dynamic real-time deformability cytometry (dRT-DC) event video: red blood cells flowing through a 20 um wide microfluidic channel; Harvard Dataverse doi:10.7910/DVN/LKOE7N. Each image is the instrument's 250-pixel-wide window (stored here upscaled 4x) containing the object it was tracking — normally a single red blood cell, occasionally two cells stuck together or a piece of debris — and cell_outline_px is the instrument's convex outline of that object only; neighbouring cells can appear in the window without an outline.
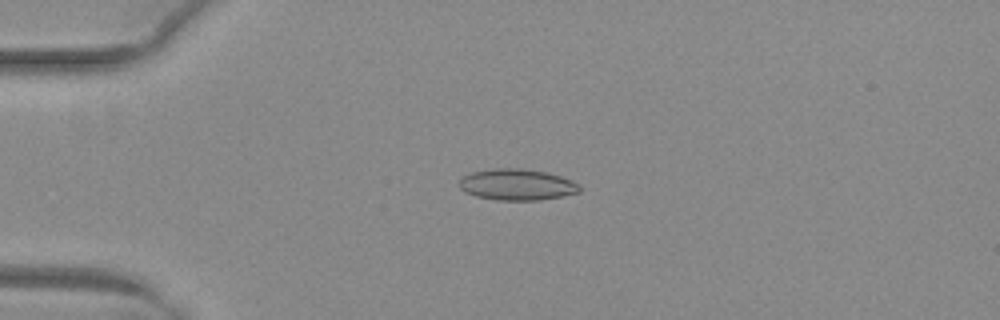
{"species": "common noctule bat (a hibernating species)", "species_latin": "Nyctalus noctula", "temperature_condition": "warm", "stored_images_in_passage": 13, "camera_frame_rate_fps": 3000, "um_per_image_px": 0.085, "animal": {"sex": "female", "body_mass_g": 29.2, "forearm_length_mm": 56.3}, "frame": {"image": 1, "passage_image": 6, "time_ms": 1.667, "image_size_px": [1000, 320], "cell_outline_px": [[580, 192], [564, 196], [540, 200], [496, 200], [476, 196], [464, 192], [460, 188], [460, 180], [464, 176], [472, 172], [496, 168], [520, 168], [548, 172], [560, 176], [580, 184]], "centroid_in_image_um": [43.97, 15.69], "position_along_channel_um": 41.0, "area_um2": 21.96}}
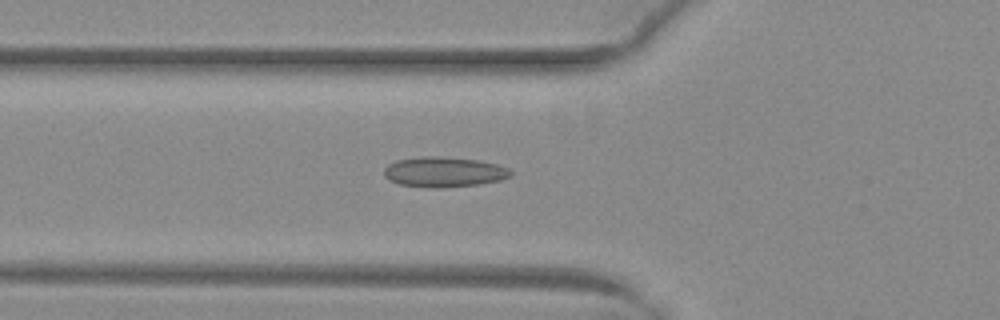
{"frame": {"image": 2, "passage_image": 12, "time_ms": 3.667, "image_size_px": [1000, 320], "cell_outline_px": [[512, 176], [500, 180], [480, 184], [440, 188], [428, 188], [400, 184], [388, 180], [384, 176], [384, 168], [388, 164], [396, 160], [424, 156], [440, 156], [476, 160], [496, 164], [508, 168], [512, 172]], "centroid_in_image_um": [37.71, 14.62], "position_along_channel_um": 88.1, "area_um2": 22.37}}